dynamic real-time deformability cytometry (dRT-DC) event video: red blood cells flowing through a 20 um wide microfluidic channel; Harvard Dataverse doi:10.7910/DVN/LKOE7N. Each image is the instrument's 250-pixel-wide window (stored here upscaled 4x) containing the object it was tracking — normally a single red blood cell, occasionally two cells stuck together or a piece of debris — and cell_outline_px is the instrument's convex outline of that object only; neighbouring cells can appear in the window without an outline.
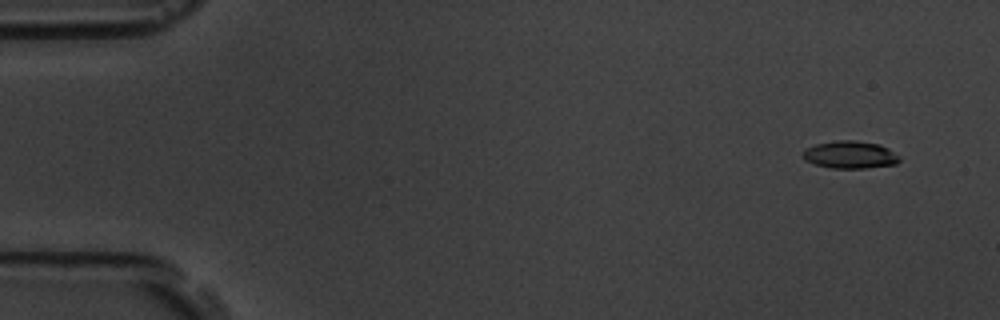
{"species": "common noctule bat (a hibernating species)", "species_latin": "Nyctalus noctula", "temperature_condition": "room temperature", "stored_images_in_passage": 6, "camera_frame_rate_fps": 3000, "um_per_image_px": 0.085, "animal": {"sex": "male", "body_mass_g": 19.5, "forearm_length_mm": 54.6}, "frame": {"image": 1, "passage_image": 1, "time_ms": 0.0, "image_size_px": [1000, 320], "cell_outline_px": [[900, 160], [896, 164], [868, 168], [828, 168], [804, 160], [804, 148], [816, 144], [836, 140], [856, 140], [880, 144], [888, 148], [900, 156]], "centroid_in_image_um": [72.28, 13.15], "position_along_channel_um": 12.7, "area_um2": 15.61}}
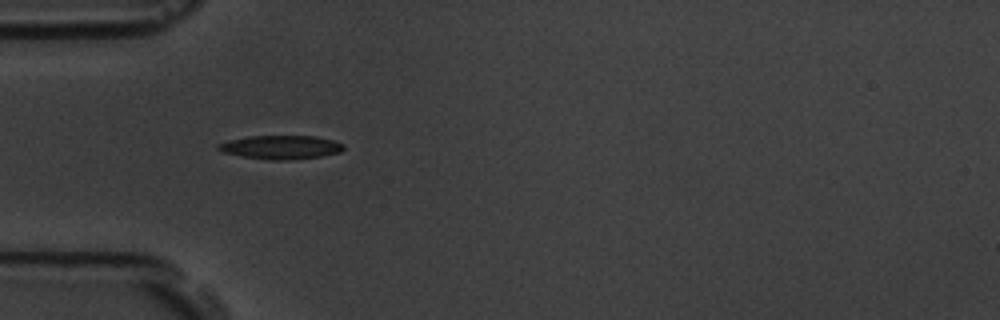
{"frame": {"image": 2, "passage_image": 5, "time_ms": 4.667, "image_size_px": [1000, 320], "cell_outline_px": [[344, 148], [340, 152], [320, 156], [288, 160], [268, 160], [240, 156], [224, 152], [216, 148], [216, 144], [228, 140], [248, 136], [316, 136], [332, 140], [344, 144]], "centroid_in_image_um": [23.84, 12.51], "position_along_channel_um": 61.2, "area_um2": 17.34}}
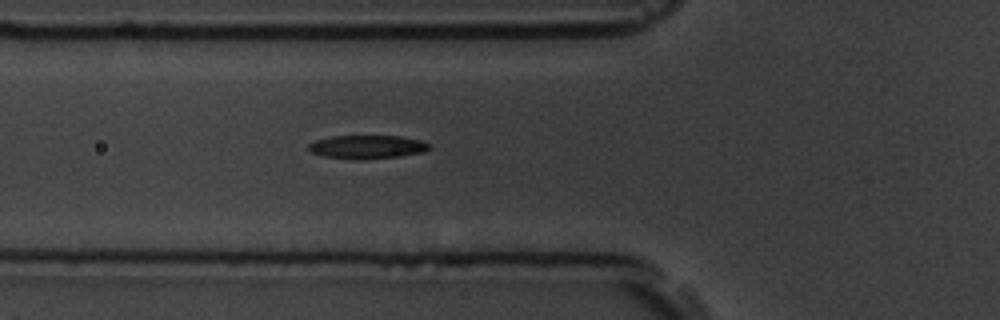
{"frame": {"image": 3, "passage_image": 6, "time_ms": 5.667, "image_size_px": [1000, 320], "cell_outline_px": [[432, 148], [424, 152], [400, 156], [360, 160], [356, 160], [324, 156], [312, 152], [308, 148], [308, 144], [316, 140], [332, 136], [400, 136], [420, 140], [432, 144]], "centroid_in_image_um": [31.26, 12.49], "position_along_channel_um": 94.5, "area_um2": 16.65}}